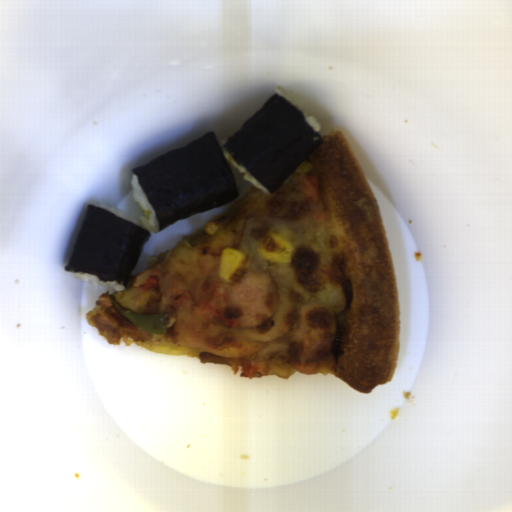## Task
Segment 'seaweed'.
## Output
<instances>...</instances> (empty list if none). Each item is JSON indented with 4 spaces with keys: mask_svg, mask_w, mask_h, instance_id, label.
Segmentation results:
<instances>
[{
    "mask_svg": "<svg viewBox=\"0 0 512 512\" xmlns=\"http://www.w3.org/2000/svg\"><path fill=\"white\" fill-rule=\"evenodd\" d=\"M322 142L303 113L274 93L223 148L255 181L273 192Z\"/></svg>",
    "mask_w": 512,
    "mask_h": 512,
    "instance_id": "2",
    "label": "seaweed"
},
{
    "mask_svg": "<svg viewBox=\"0 0 512 512\" xmlns=\"http://www.w3.org/2000/svg\"><path fill=\"white\" fill-rule=\"evenodd\" d=\"M149 238L148 231L89 204L65 271L127 287Z\"/></svg>",
    "mask_w": 512,
    "mask_h": 512,
    "instance_id": "3",
    "label": "seaweed"
},
{
    "mask_svg": "<svg viewBox=\"0 0 512 512\" xmlns=\"http://www.w3.org/2000/svg\"><path fill=\"white\" fill-rule=\"evenodd\" d=\"M159 223L176 221L226 205L239 192L215 133L206 132L184 147L132 168Z\"/></svg>",
    "mask_w": 512,
    "mask_h": 512,
    "instance_id": "1",
    "label": "seaweed"
}]
</instances>
